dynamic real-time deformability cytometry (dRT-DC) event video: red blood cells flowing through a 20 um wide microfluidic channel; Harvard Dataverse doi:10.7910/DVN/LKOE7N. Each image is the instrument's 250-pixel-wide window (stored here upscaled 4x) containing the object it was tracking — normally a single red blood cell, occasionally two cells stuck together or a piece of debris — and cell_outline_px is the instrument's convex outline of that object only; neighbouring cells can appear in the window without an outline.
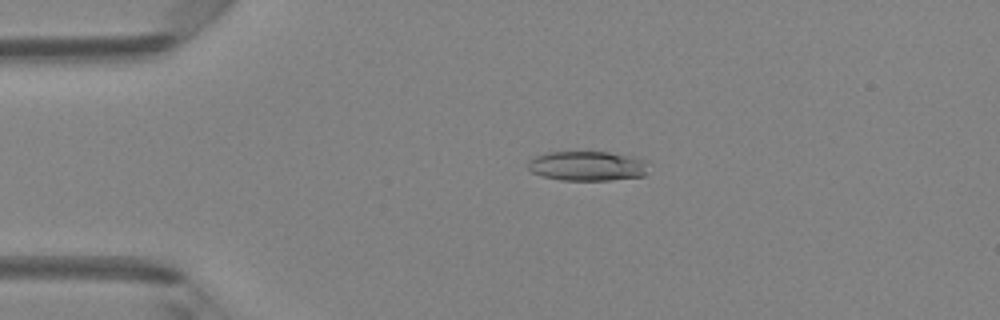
{"species": "Egyptian fruit bat (a non-hibernating species)", "species_latin": "Rousettus aegyptiacus", "temperature_condition": "room temperature", "stored_images_in_passage": 49, "camera_frame_rate_fps": 3000, "um_per_image_px": 0.085, "animal": {"sex": "female"}, "frame": {"image": 1, "passage_image": 11, "time_ms": 3.333, "image_size_px": [1000, 320], "cell_outline_px": [[648, 160], [644, 176], [608, 180], [560, 180], [544, 176], [532, 172], [528, 168], [528, 160], [536, 156], [548, 152], [608, 152], [636, 156]], "centroid_in_image_um": [49.95, 14.1], "position_along_channel_um": 35.0, "area_um2": 20.92}}
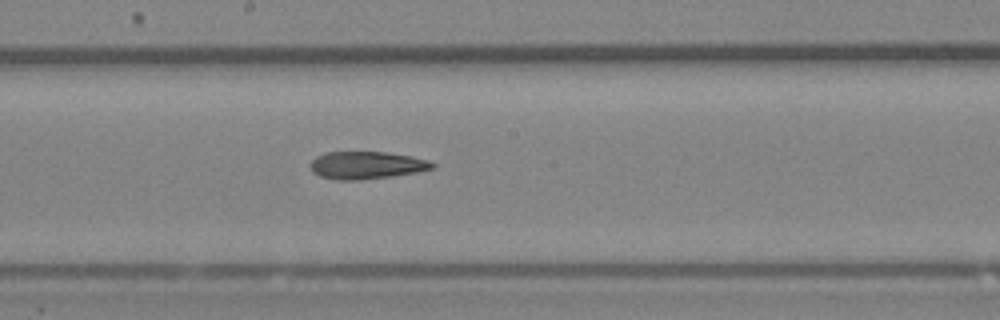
{"frame": {"image": 2, "passage_image": 27, "time_ms": 8.667, "image_size_px": [1000, 320], "cell_outline_px": [[436, 168], [416, 172], [392, 176], [360, 180], [336, 180], [320, 176], [312, 172], [312, 160], [316, 156], [324, 152], [388, 152], [412, 156], [428, 160], [436, 164]], "centroid_in_image_um": [31.18, 14.04], "position_along_channel_um": 217.0, "area_um2": 19.65}}
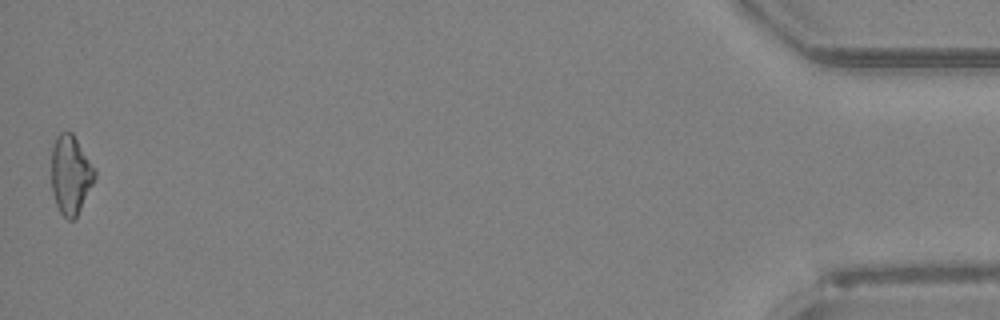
{"frame": {"image": 3, "passage_image": 49, "time_ms": 16.0, "image_size_px": [1000, 320], "cell_outline_px": [[96, 176], [76, 216], [72, 220], [68, 220], [60, 212], [56, 204], [52, 192], [52, 148], [56, 136], [60, 132], [72, 132], [96, 168]], "centroid_in_image_um": [6.0, 14.81], "position_along_channel_um": 429.2, "area_um2": 19.77}}